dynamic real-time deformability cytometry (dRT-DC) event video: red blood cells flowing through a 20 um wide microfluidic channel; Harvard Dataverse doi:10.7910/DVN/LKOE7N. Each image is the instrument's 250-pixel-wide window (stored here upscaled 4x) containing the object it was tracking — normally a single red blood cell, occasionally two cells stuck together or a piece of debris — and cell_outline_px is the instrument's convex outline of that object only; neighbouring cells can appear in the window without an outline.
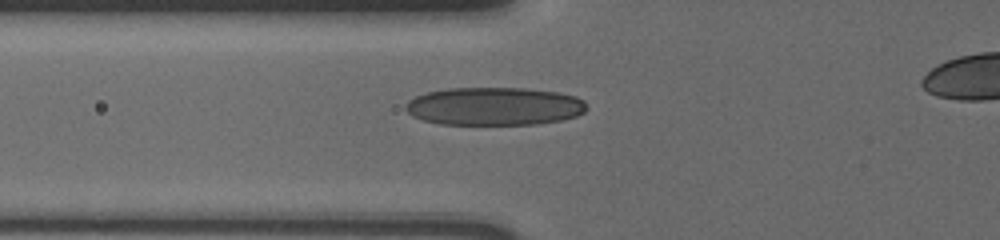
{"species": "human", "species_latin": "Homo sapiens", "temperature_condition": "cold", "stored_images_in_passage": 44, "camera_frame_rate_fps": 3000, "um_per_image_px": 0.085, "donor": {"sex": "male"}, "frame": {"image": 1, "passage_image": 12, "time_ms": 3.667, "image_size_px": [1000, 240], "cell_outline_px": [[588, 108], [584, 112], [576, 116], [560, 120], [536, 124], [440, 124], [424, 120], [412, 116], [404, 108], [404, 104], [408, 100], [416, 96], [428, 92], [448, 88], [524, 88], [556, 92], [576, 96], [584, 100]], "centroid_in_image_um": [42.01, 9.03], "position_along_channel_um": 83.8, "area_um2": 40.23}}
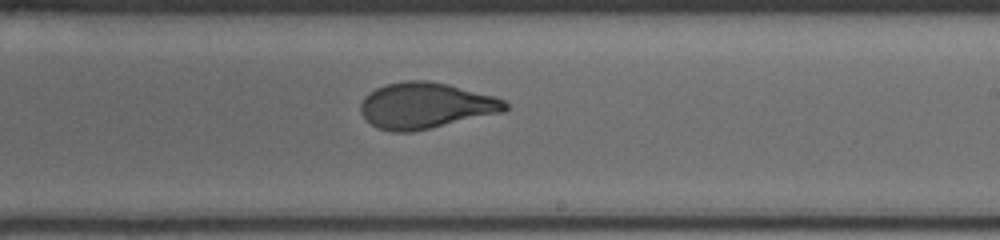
{"frame": {"image": 2, "passage_image": 26, "time_ms": 8.333, "image_size_px": [1000, 240], "cell_outline_px": [[508, 108], [504, 112], [412, 132], [392, 132], [376, 128], [360, 112], [360, 104], [364, 96], [368, 92], [376, 88], [388, 84], [404, 80], [428, 80], [448, 84], [492, 96], [504, 100], [508, 104]], "centroid_in_image_um": [36.15, 8.98], "position_along_channel_um": 252.8, "area_um2": 38.73}}
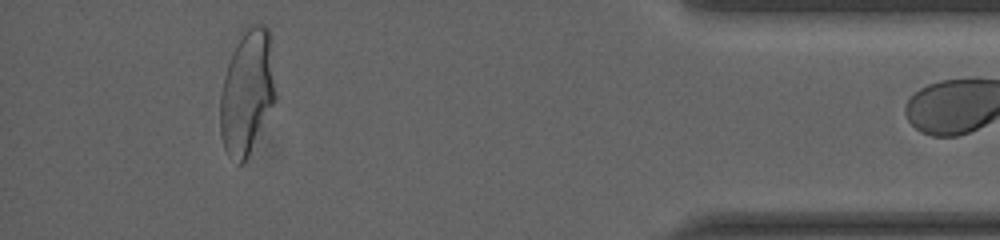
{"frame": {"image": 3, "passage_image": 43, "time_ms": 14.0, "image_size_px": [1000, 240], "cell_outline_px": [[276, 100], [248, 156], [240, 164], [224, 148], [220, 132], [220, 96], [224, 76], [232, 52], [236, 44], [248, 24], [264, 24], [268, 28], [276, 92]], "centroid_in_image_um": [21.0, 7.8], "position_along_channel_um": 414.2, "area_um2": 39.71}}